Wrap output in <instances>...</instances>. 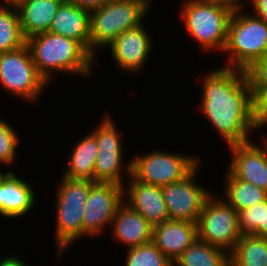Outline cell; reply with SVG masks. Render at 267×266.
Segmentation results:
<instances>
[{"mask_svg":"<svg viewBox=\"0 0 267 266\" xmlns=\"http://www.w3.org/2000/svg\"><path fill=\"white\" fill-rule=\"evenodd\" d=\"M202 81L200 111L221 134L226 146L250 141L249 136L257 127L246 72L218 67L205 74Z\"/></svg>","mask_w":267,"mask_h":266,"instance_id":"6da1fadb","label":"cell"},{"mask_svg":"<svg viewBox=\"0 0 267 266\" xmlns=\"http://www.w3.org/2000/svg\"><path fill=\"white\" fill-rule=\"evenodd\" d=\"M26 44L38 73L48 84L56 72L79 78L90 77L93 73L95 57L74 39L48 31L29 37Z\"/></svg>","mask_w":267,"mask_h":266,"instance_id":"7a4b0ae2","label":"cell"},{"mask_svg":"<svg viewBox=\"0 0 267 266\" xmlns=\"http://www.w3.org/2000/svg\"><path fill=\"white\" fill-rule=\"evenodd\" d=\"M236 5L227 0H184L180 13L187 33L203 51L223 54Z\"/></svg>","mask_w":267,"mask_h":266,"instance_id":"3957f363","label":"cell"},{"mask_svg":"<svg viewBox=\"0 0 267 266\" xmlns=\"http://www.w3.org/2000/svg\"><path fill=\"white\" fill-rule=\"evenodd\" d=\"M151 0H109L90 10V53L108 47L125 30L144 23ZM99 48V49H98Z\"/></svg>","mask_w":267,"mask_h":266,"instance_id":"277c9868","label":"cell"},{"mask_svg":"<svg viewBox=\"0 0 267 266\" xmlns=\"http://www.w3.org/2000/svg\"><path fill=\"white\" fill-rule=\"evenodd\" d=\"M236 5L231 16L227 43L223 53L228 56L222 67L246 70L267 53V24Z\"/></svg>","mask_w":267,"mask_h":266,"instance_id":"5b68a950","label":"cell"},{"mask_svg":"<svg viewBox=\"0 0 267 266\" xmlns=\"http://www.w3.org/2000/svg\"><path fill=\"white\" fill-rule=\"evenodd\" d=\"M57 185L55 199L56 248L57 256L63 255L76 239H82V219L90 186L89 180L70 179L63 175Z\"/></svg>","mask_w":267,"mask_h":266,"instance_id":"8992f818","label":"cell"},{"mask_svg":"<svg viewBox=\"0 0 267 266\" xmlns=\"http://www.w3.org/2000/svg\"><path fill=\"white\" fill-rule=\"evenodd\" d=\"M47 85L36 69L27 44L0 54V86L14 98L37 102Z\"/></svg>","mask_w":267,"mask_h":266,"instance_id":"52a82bcc","label":"cell"},{"mask_svg":"<svg viewBox=\"0 0 267 266\" xmlns=\"http://www.w3.org/2000/svg\"><path fill=\"white\" fill-rule=\"evenodd\" d=\"M90 133L96 138L98 148L94 165V182L114 183L124 187V178L131 175V159H124L123 142L119 130L107 113ZM127 160V162H125ZM125 164V165H124ZM124 170V171H123Z\"/></svg>","mask_w":267,"mask_h":266,"instance_id":"ba28073f","label":"cell"},{"mask_svg":"<svg viewBox=\"0 0 267 266\" xmlns=\"http://www.w3.org/2000/svg\"><path fill=\"white\" fill-rule=\"evenodd\" d=\"M134 157L131 158V175L140 182L160 187L184 179L201 161L190 153L177 154L160 149Z\"/></svg>","mask_w":267,"mask_h":266,"instance_id":"9c48e42d","label":"cell"},{"mask_svg":"<svg viewBox=\"0 0 267 266\" xmlns=\"http://www.w3.org/2000/svg\"><path fill=\"white\" fill-rule=\"evenodd\" d=\"M197 233L199 240L230 254L242 236L238 212L221 195L212 193L201 210Z\"/></svg>","mask_w":267,"mask_h":266,"instance_id":"30bf717a","label":"cell"},{"mask_svg":"<svg viewBox=\"0 0 267 266\" xmlns=\"http://www.w3.org/2000/svg\"><path fill=\"white\" fill-rule=\"evenodd\" d=\"M200 165L184 179L161 187L169 220L198 223L204 203L212 195L196 180Z\"/></svg>","mask_w":267,"mask_h":266,"instance_id":"8fae6325","label":"cell"},{"mask_svg":"<svg viewBox=\"0 0 267 266\" xmlns=\"http://www.w3.org/2000/svg\"><path fill=\"white\" fill-rule=\"evenodd\" d=\"M124 202V188L114 183L94 182L90 186L82 219V238L98 237L112 224ZM98 235V236H97Z\"/></svg>","mask_w":267,"mask_h":266,"instance_id":"7c38bea8","label":"cell"},{"mask_svg":"<svg viewBox=\"0 0 267 266\" xmlns=\"http://www.w3.org/2000/svg\"><path fill=\"white\" fill-rule=\"evenodd\" d=\"M151 37L143 23L120 34L107 47L118 69L120 68L125 73L141 72L151 55L153 48Z\"/></svg>","mask_w":267,"mask_h":266,"instance_id":"4fadbf2b","label":"cell"},{"mask_svg":"<svg viewBox=\"0 0 267 266\" xmlns=\"http://www.w3.org/2000/svg\"><path fill=\"white\" fill-rule=\"evenodd\" d=\"M231 159L228 169L234 178L252 183L267 192V152L251 140L228 146Z\"/></svg>","mask_w":267,"mask_h":266,"instance_id":"5bb4252c","label":"cell"},{"mask_svg":"<svg viewBox=\"0 0 267 266\" xmlns=\"http://www.w3.org/2000/svg\"><path fill=\"white\" fill-rule=\"evenodd\" d=\"M124 186V202L140 213L153 227L169 220L160 186L146 184L132 175Z\"/></svg>","mask_w":267,"mask_h":266,"instance_id":"9a60e30c","label":"cell"},{"mask_svg":"<svg viewBox=\"0 0 267 266\" xmlns=\"http://www.w3.org/2000/svg\"><path fill=\"white\" fill-rule=\"evenodd\" d=\"M12 171L0 179V215L19 218L34 208L37 199L31 184Z\"/></svg>","mask_w":267,"mask_h":266,"instance_id":"2e32d148","label":"cell"},{"mask_svg":"<svg viewBox=\"0 0 267 266\" xmlns=\"http://www.w3.org/2000/svg\"><path fill=\"white\" fill-rule=\"evenodd\" d=\"M198 238L197 224L168 220L153 227L152 242L174 263Z\"/></svg>","mask_w":267,"mask_h":266,"instance_id":"e0dca14e","label":"cell"},{"mask_svg":"<svg viewBox=\"0 0 267 266\" xmlns=\"http://www.w3.org/2000/svg\"><path fill=\"white\" fill-rule=\"evenodd\" d=\"M110 227L115 241L128 249L152 241L153 226L125 202L118 207Z\"/></svg>","mask_w":267,"mask_h":266,"instance_id":"ac0fdd59","label":"cell"},{"mask_svg":"<svg viewBox=\"0 0 267 266\" xmlns=\"http://www.w3.org/2000/svg\"><path fill=\"white\" fill-rule=\"evenodd\" d=\"M49 32L74 39L90 52V11L63 1L52 19Z\"/></svg>","mask_w":267,"mask_h":266,"instance_id":"d6986e66","label":"cell"},{"mask_svg":"<svg viewBox=\"0 0 267 266\" xmlns=\"http://www.w3.org/2000/svg\"><path fill=\"white\" fill-rule=\"evenodd\" d=\"M64 0H21L15 6L19 13L23 37L48 32L52 19Z\"/></svg>","mask_w":267,"mask_h":266,"instance_id":"ffe728a7","label":"cell"},{"mask_svg":"<svg viewBox=\"0 0 267 266\" xmlns=\"http://www.w3.org/2000/svg\"><path fill=\"white\" fill-rule=\"evenodd\" d=\"M96 138L91 134L76 143L69 155L68 164L63 176L70 179L89 180L94 182V165L98 154Z\"/></svg>","mask_w":267,"mask_h":266,"instance_id":"44dd1931","label":"cell"},{"mask_svg":"<svg viewBox=\"0 0 267 266\" xmlns=\"http://www.w3.org/2000/svg\"><path fill=\"white\" fill-rule=\"evenodd\" d=\"M224 196L222 197L237 212L267 200V192L252 183L234 178L228 171L225 173Z\"/></svg>","mask_w":267,"mask_h":266,"instance_id":"7402d4cb","label":"cell"},{"mask_svg":"<svg viewBox=\"0 0 267 266\" xmlns=\"http://www.w3.org/2000/svg\"><path fill=\"white\" fill-rule=\"evenodd\" d=\"M173 266H230V254L197 238Z\"/></svg>","mask_w":267,"mask_h":266,"instance_id":"603a6c76","label":"cell"},{"mask_svg":"<svg viewBox=\"0 0 267 266\" xmlns=\"http://www.w3.org/2000/svg\"><path fill=\"white\" fill-rule=\"evenodd\" d=\"M230 266H267V238L242 235L230 253Z\"/></svg>","mask_w":267,"mask_h":266,"instance_id":"cb8c5ba5","label":"cell"},{"mask_svg":"<svg viewBox=\"0 0 267 266\" xmlns=\"http://www.w3.org/2000/svg\"><path fill=\"white\" fill-rule=\"evenodd\" d=\"M25 44L16 6L0 4V54L16 50Z\"/></svg>","mask_w":267,"mask_h":266,"instance_id":"d4e9b609","label":"cell"},{"mask_svg":"<svg viewBox=\"0 0 267 266\" xmlns=\"http://www.w3.org/2000/svg\"><path fill=\"white\" fill-rule=\"evenodd\" d=\"M126 251L125 266H173L152 241Z\"/></svg>","mask_w":267,"mask_h":266,"instance_id":"484cf974","label":"cell"},{"mask_svg":"<svg viewBox=\"0 0 267 266\" xmlns=\"http://www.w3.org/2000/svg\"><path fill=\"white\" fill-rule=\"evenodd\" d=\"M266 200L238 212L239 230L242 235L265 238Z\"/></svg>","mask_w":267,"mask_h":266,"instance_id":"4316f807","label":"cell"},{"mask_svg":"<svg viewBox=\"0 0 267 266\" xmlns=\"http://www.w3.org/2000/svg\"><path fill=\"white\" fill-rule=\"evenodd\" d=\"M15 127L0 118V164L6 167L16 161L19 137Z\"/></svg>","mask_w":267,"mask_h":266,"instance_id":"83f0119b","label":"cell"},{"mask_svg":"<svg viewBox=\"0 0 267 266\" xmlns=\"http://www.w3.org/2000/svg\"><path fill=\"white\" fill-rule=\"evenodd\" d=\"M253 96L263 87H267V53L245 70Z\"/></svg>","mask_w":267,"mask_h":266,"instance_id":"f1b7e54d","label":"cell"},{"mask_svg":"<svg viewBox=\"0 0 267 266\" xmlns=\"http://www.w3.org/2000/svg\"><path fill=\"white\" fill-rule=\"evenodd\" d=\"M254 120L258 131L267 126V87L261 88L254 96Z\"/></svg>","mask_w":267,"mask_h":266,"instance_id":"f546056e","label":"cell"},{"mask_svg":"<svg viewBox=\"0 0 267 266\" xmlns=\"http://www.w3.org/2000/svg\"><path fill=\"white\" fill-rule=\"evenodd\" d=\"M249 1L254 9L252 13L267 24V0H248L247 3Z\"/></svg>","mask_w":267,"mask_h":266,"instance_id":"4dcf8cb0","label":"cell"},{"mask_svg":"<svg viewBox=\"0 0 267 266\" xmlns=\"http://www.w3.org/2000/svg\"><path fill=\"white\" fill-rule=\"evenodd\" d=\"M69 3H73L79 7L85 8L87 10H93L100 7L102 4L109 0H64Z\"/></svg>","mask_w":267,"mask_h":266,"instance_id":"1f68e13d","label":"cell"},{"mask_svg":"<svg viewBox=\"0 0 267 266\" xmlns=\"http://www.w3.org/2000/svg\"><path fill=\"white\" fill-rule=\"evenodd\" d=\"M19 255L9 254L5 257H1L0 266H28L24 259H21Z\"/></svg>","mask_w":267,"mask_h":266,"instance_id":"d6a6232c","label":"cell"},{"mask_svg":"<svg viewBox=\"0 0 267 266\" xmlns=\"http://www.w3.org/2000/svg\"><path fill=\"white\" fill-rule=\"evenodd\" d=\"M21 0H0V4L16 5Z\"/></svg>","mask_w":267,"mask_h":266,"instance_id":"836d02e7","label":"cell"},{"mask_svg":"<svg viewBox=\"0 0 267 266\" xmlns=\"http://www.w3.org/2000/svg\"><path fill=\"white\" fill-rule=\"evenodd\" d=\"M260 139H262V140L259 143L264 146V148H265V150L267 152V133H266L265 136L264 135L263 136L261 135V138Z\"/></svg>","mask_w":267,"mask_h":266,"instance_id":"e575fe53","label":"cell"},{"mask_svg":"<svg viewBox=\"0 0 267 266\" xmlns=\"http://www.w3.org/2000/svg\"><path fill=\"white\" fill-rule=\"evenodd\" d=\"M227 1H230L235 5H244V2L246 3V0H227Z\"/></svg>","mask_w":267,"mask_h":266,"instance_id":"d590c367","label":"cell"},{"mask_svg":"<svg viewBox=\"0 0 267 266\" xmlns=\"http://www.w3.org/2000/svg\"><path fill=\"white\" fill-rule=\"evenodd\" d=\"M265 238H267V200H266V218H265Z\"/></svg>","mask_w":267,"mask_h":266,"instance_id":"8d00e7d4","label":"cell"},{"mask_svg":"<svg viewBox=\"0 0 267 266\" xmlns=\"http://www.w3.org/2000/svg\"><path fill=\"white\" fill-rule=\"evenodd\" d=\"M3 174H4V172H2L1 169H0V179L3 176Z\"/></svg>","mask_w":267,"mask_h":266,"instance_id":"74e56055","label":"cell"}]
</instances>
